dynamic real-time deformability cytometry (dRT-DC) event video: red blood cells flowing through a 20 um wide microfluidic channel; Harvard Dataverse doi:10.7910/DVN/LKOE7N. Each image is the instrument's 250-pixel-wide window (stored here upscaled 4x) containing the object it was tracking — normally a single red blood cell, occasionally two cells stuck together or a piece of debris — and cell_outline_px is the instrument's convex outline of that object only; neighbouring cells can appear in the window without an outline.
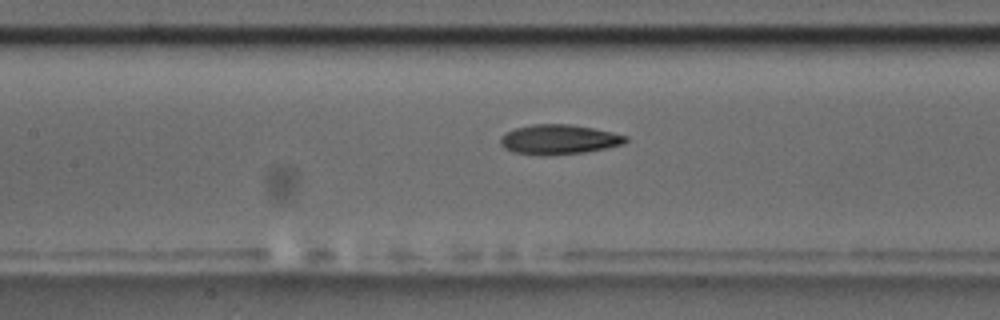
{"species": "common noctule bat (a hibernating species)", "species_latin": "Nyctalus noctula", "temperature_condition": "room temperature", "stored_images_in_passage": 39, "camera_frame_rate_fps": 3000, "um_per_image_px": 0.085, "animal": {"sex": "male", "body_mass_g": 17.5, "forearm_length_mm": 52.3}, "frame": {"image": 1, "passage_image": 14, "time_ms": 4.333, "image_size_px": [1000, 320], "cell_outline_px": [[628, 140], [624, 144], [584, 152], [540, 156], [512, 152], [504, 148], [500, 144], [500, 136], [516, 128], [532, 124], [568, 124], [592, 128], [628, 136]], "centroid_in_image_um": [47.47, 11.86], "position_along_channel_um": 159.9, "area_um2": 21.62}}
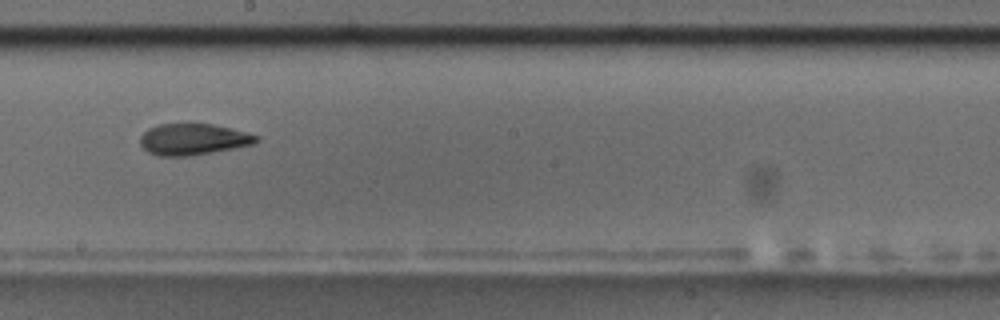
{"frame": {"image": 2, "passage_image": 20, "time_ms": 6.333, "image_size_px": [1000, 320], "cell_outline_px": [[260, 140], [252, 144], [232, 148], [184, 156], [160, 156], [148, 152], [140, 144], [140, 136], [148, 128], [156, 124], [212, 124], [260, 136]], "centroid_in_image_um": [16.37, 11.83], "position_along_channel_um": 231.8, "area_um2": 20.81}}
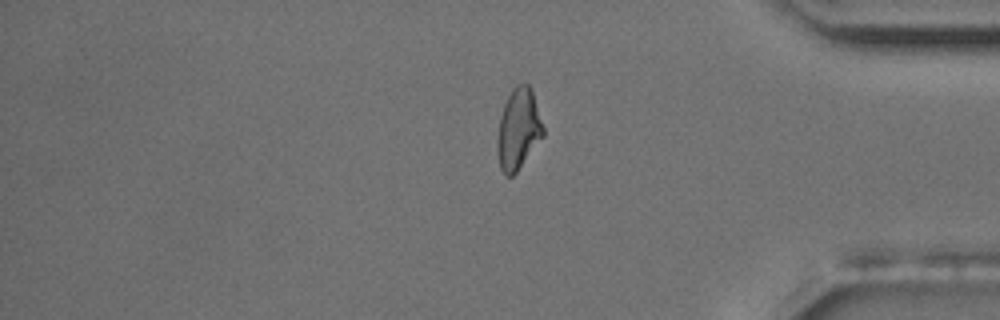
{"frame": {"image": 3, "passage_image": 35, "time_ms": 11.333, "image_size_px": [1000, 320], "cell_outline_px": [[544, 136], [516, 172], [512, 176], [504, 176], [500, 168], [496, 148], [496, 140], [500, 116], [504, 104], [512, 88], [516, 84], [528, 84], [532, 92], [544, 128]], "centroid_in_image_um": [44.04, 11.0], "position_along_channel_um": 391.2, "area_um2": 21.62}}